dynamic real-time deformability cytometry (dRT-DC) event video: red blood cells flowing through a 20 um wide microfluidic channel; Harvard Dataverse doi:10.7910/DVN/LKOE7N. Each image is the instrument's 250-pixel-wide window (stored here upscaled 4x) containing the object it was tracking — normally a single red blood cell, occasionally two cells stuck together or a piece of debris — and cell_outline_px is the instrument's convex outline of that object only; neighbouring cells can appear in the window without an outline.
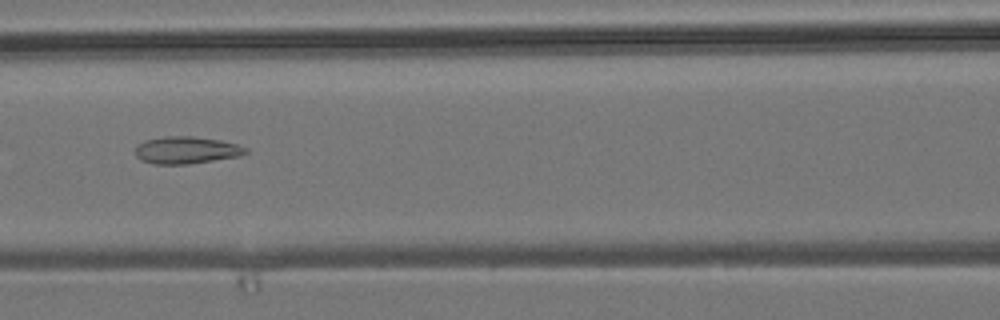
{"species": "common noctule bat (a hibernating species)", "species_latin": "Nyctalus noctula", "temperature_condition": "room temperature", "stored_images_in_passage": 7, "camera_frame_rate_fps": 3000, "um_per_image_px": 0.085, "animal": {"sex": "male", "body_mass_g": 19.2, "forearm_length_mm": 51.8}, "frame": {"image": 1, "passage_image": 7, "time_ms": 7.0, "image_size_px": [1000, 320], "cell_outline_px": [[248, 152], [240, 156], [188, 164], [152, 164], [140, 160], [136, 156], [136, 148], [144, 140], [164, 136], [192, 136], [220, 140], [236, 144], [248, 148]], "centroid_in_image_um": [15.84, 12.76], "position_along_channel_um": 150.8, "area_um2": 17.51}}